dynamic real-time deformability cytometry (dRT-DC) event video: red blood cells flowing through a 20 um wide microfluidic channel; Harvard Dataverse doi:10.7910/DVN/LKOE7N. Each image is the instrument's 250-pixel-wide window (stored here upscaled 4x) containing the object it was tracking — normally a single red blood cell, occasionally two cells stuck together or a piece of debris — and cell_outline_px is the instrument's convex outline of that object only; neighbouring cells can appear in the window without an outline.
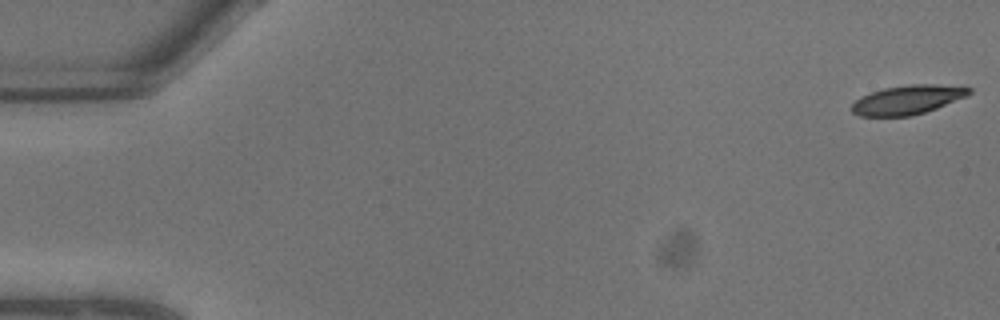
{"species": "common noctule bat (a hibernating species)", "species_latin": "Nyctalus noctula", "temperature_condition": "warm", "stored_images_in_passage": 10, "camera_frame_rate_fps": 3000, "um_per_image_px": 0.085, "animal": {"sex": "male", "body_mass_g": 13.3}, "frame": {"image": 1, "passage_image": 1, "time_ms": 0.0, "image_size_px": [1000, 320], "cell_outline_px": [[972, 92], [968, 96], [936, 108], [924, 112], [908, 116], [860, 116], [852, 112], [852, 104], [860, 96], [884, 88], [908, 84], [964, 84], [972, 88]], "centroid_in_image_um": [77.24, 8.45], "position_along_channel_um": 7.8, "area_um2": 20.23}}
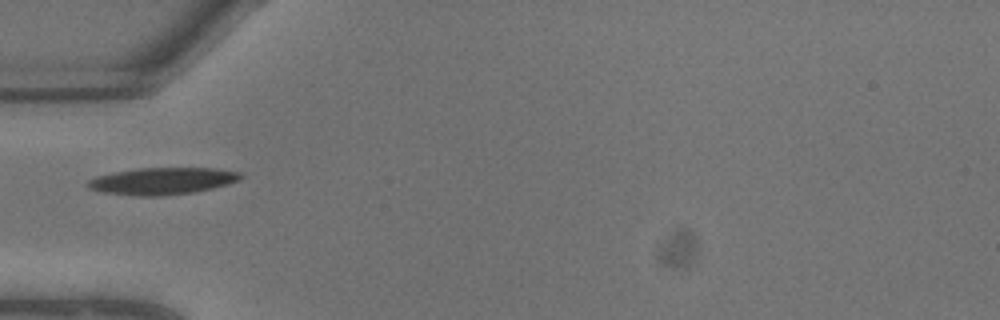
{"frame": {"image": 2, "passage_image": 8, "time_ms": 2.333, "image_size_px": [1000, 320], "cell_outline_px": [[244, 176], [240, 180], [228, 184], [196, 192], [160, 196], [132, 196], [104, 192], [88, 188], [84, 184], [88, 180], [96, 176], [116, 172], [140, 168], [212, 168], [240, 172]], "centroid_in_image_um": [13.79, 15.39], "position_along_channel_um": 71.2, "area_um2": 24.1}}
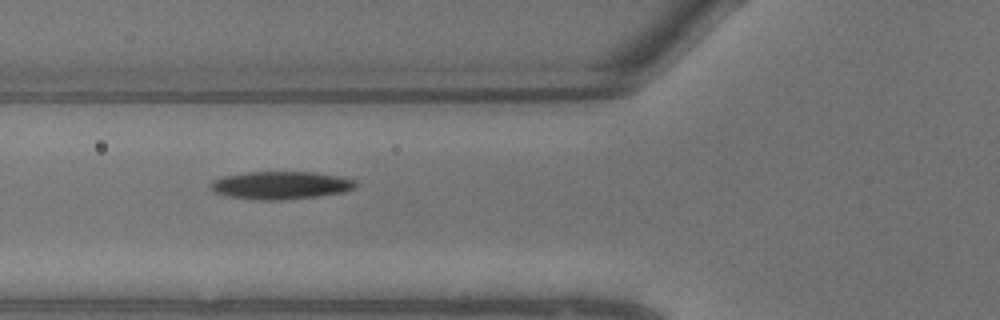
{"frame": {"image": 3, "passage_image": 9, "time_ms": 2.667, "image_size_px": [1000, 320], "cell_outline_px": [[356, 188], [344, 192], [320, 196], [280, 200], [252, 200], [228, 196], [212, 192], [208, 188], [212, 180], [224, 176], [248, 172], [312, 172], [336, 176], [356, 180]], "centroid_in_image_um": [23.82, 15.76], "position_along_channel_um": 102.0, "area_um2": 23.7}}